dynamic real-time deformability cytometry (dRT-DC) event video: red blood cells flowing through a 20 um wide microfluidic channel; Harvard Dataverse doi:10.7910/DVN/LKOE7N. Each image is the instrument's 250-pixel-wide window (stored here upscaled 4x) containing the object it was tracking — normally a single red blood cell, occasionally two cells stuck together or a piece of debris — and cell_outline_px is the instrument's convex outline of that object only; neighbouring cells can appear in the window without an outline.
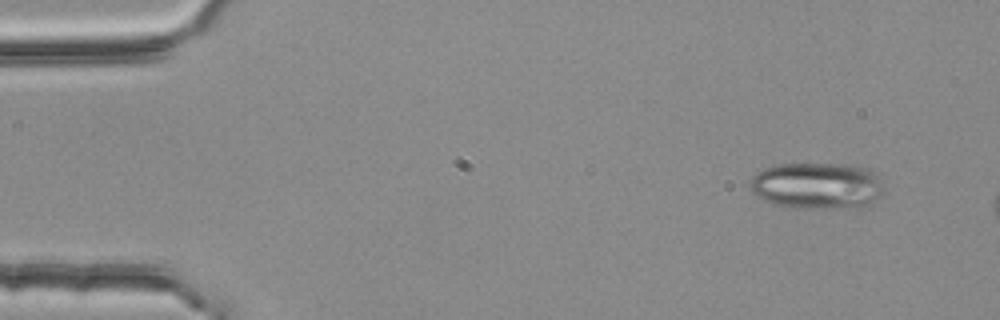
{"species": "common noctule bat (a hibernating species)", "species_latin": "Nyctalus noctula", "temperature_condition": "room temperature", "stored_images_in_passage": 3, "camera_frame_rate_fps": 3000, "um_per_image_px": 0.085, "animal": {"sex": "female", "body_mass_g": 25.1}, "frame": {"image": 1, "passage_image": 1, "time_ms": 0.0, "image_size_px": [1000, 320], "cell_outline_px": [[884, 192], [880, 196], [868, 204], [828, 208], [792, 208], [772, 204], [756, 196], [752, 192], [748, 184], [748, 180], [756, 172], [764, 168], [776, 164], [852, 164], [868, 168], [880, 176]], "centroid_in_image_um": [69.4, 15.76], "position_along_channel_um": 15.6, "area_um2": 36.65}}